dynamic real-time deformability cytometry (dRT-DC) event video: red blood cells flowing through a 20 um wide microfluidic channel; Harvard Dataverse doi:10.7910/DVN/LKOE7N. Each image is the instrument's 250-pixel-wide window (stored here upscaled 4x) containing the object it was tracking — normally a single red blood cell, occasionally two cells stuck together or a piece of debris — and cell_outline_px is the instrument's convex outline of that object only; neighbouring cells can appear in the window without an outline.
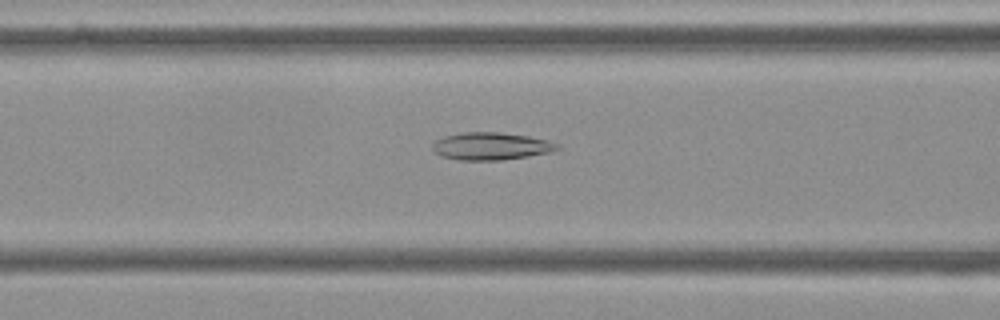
{"species": "Egyptian fruit bat (a non-hibernating species)", "species_latin": "Rousettus aegyptiacus", "temperature_condition": "cold", "stored_images_in_passage": 55, "camera_frame_rate_fps": 3000, "um_per_image_px": 0.085, "frame": {"image": 1, "passage_image": 22, "time_ms": 7.0, "image_size_px": [1000, 320], "cell_outline_px": [[560, 148], [548, 152], [528, 156], [500, 160], [460, 160], [440, 156], [432, 148], [432, 144], [436, 140], [444, 136], [464, 132], [500, 132], [528, 136], [548, 140], [560, 144]], "centroid_in_image_um": [41.73, 12.42], "position_along_channel_um": 124.9, "area_um2": 19.94}}
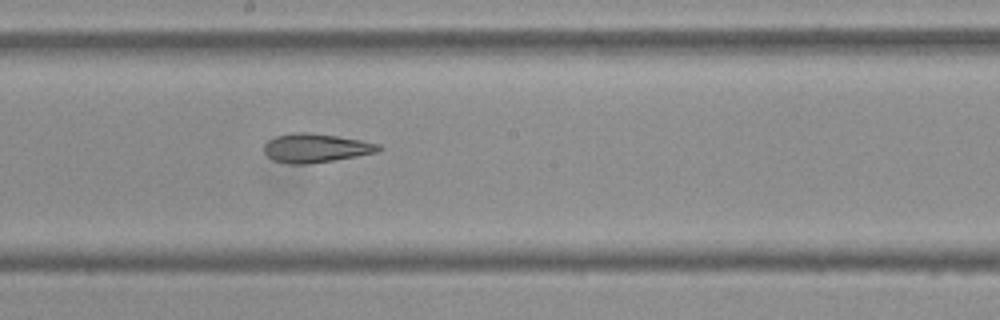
{"frame": {"image": 2, "passage_image": 30, "time_ms": 9.667, "image_size_px": [1000, 320], "cell_outline_px": [[384, 148], [380, 152], [332, 160], [304, 164], [288, 164], [272, 160], [264, 152], [264, 144], [268, 140], [276, 136], [296, 132], [308, 132], [336, 136], [360, 140], [380, 144]], "centroid_in_image_um": [26.85, 12.58], "position_along_channel_um": 221.4, "area_um2": 19.25}}
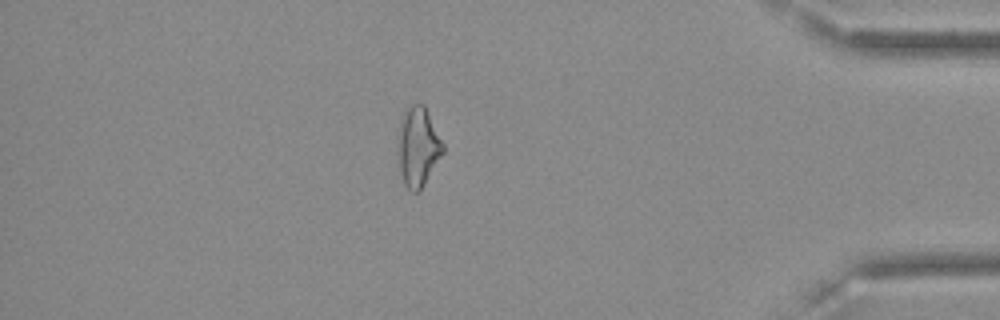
{"frame": {"image": 3, "passage_image": 48, "time_ms": 15.667, "image_size_px": [1000, 320], "cell_outline_px": [[444, 152], [424, 184], [416, 192], [412, 192], [404, 184], [400, 172], [396, 156], [396, 152], [400, 120], [404, 112], [412, 104], [424, 104], [444, 144]], "centroid_in_image_um": [35.5, 12.47], "position_along_channel_um": 399.7, "area_um2": 20.98}, "authors_computed_cell_mechanics": {"area_um2": 20.9814, "velocity_mm_per_s": 3.609, "shape_relaxation_time_tau1_ms": null, "shape_relaxation_time_tau2_ms": 4.2872, "deformation_change_tau1": null, "deformation_change_tau2": 0.1153}}